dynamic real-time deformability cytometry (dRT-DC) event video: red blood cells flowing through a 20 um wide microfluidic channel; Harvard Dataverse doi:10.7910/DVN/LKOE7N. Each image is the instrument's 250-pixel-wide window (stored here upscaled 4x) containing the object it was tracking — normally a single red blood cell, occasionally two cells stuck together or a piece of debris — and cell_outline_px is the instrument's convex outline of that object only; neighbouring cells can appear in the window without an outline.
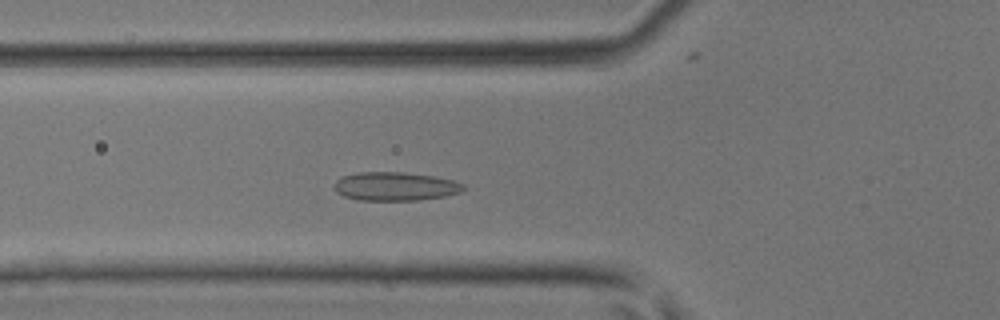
{"species": "common noctule bat (a hibernating species)", "species_latin": "Nyctalus noctula", "temperature_condition": "room temperature", "stored_images_in_passage": 40, "camera_frame_rate_fps": 3000, "um_per_image_px": 0.085, "animal": {"sex": "male", "body_mass_g": 17.9, "forearm_length_mm": 54.2}, "frame": {"image": 1, "passage_image": 11, "time_ms": 3.333, "image_size_px": [1000, 320], "cell_outline_px": [[468, 188], [460, 192], [444, 196], [416, 200], [360, 200], [344, 196], [336, 192], [332, 188], [332, 184], [340, 176], [356, 172], [404, 172], [436, 176], [452, 180], [464, 184]], "centroid_in_image_um": [33.56, 15.83], "position_along_channel_um": 92.2, "area_um2": 21.85}}
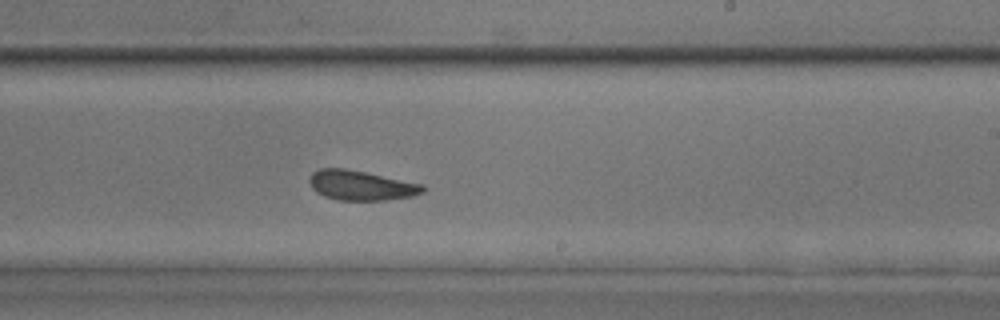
{"frame": {"image": 2, "passage_image": 22, "time_ms": 7.0, "image_size_px": [1000, 320], "cell_outline_px": [[424, 192], [412, 196], [384, 200], [336, 200], [324, 196], [316, 192], [312, 188], [308, 180], [312, 172], [320, 168], [344, 168], [424, 184]], "centroid_in_image_um": [30.66, 15.76], "position_along_channel_um": 258.3, "area_um2": 19.65}}
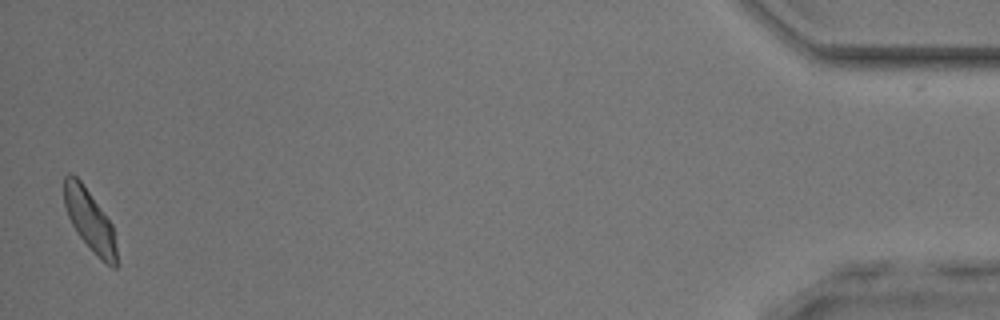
{"frame": {"image": 3, "passage_image": 39, "time_ms": 12.667, "image_size_px": [1000, 320], "cell_outline_px": [[120, 264], [116, 268], [112, 268], [76, 232], [68, 216], [64, 204], [64, 176], [68, 172], [76, 176], [80, 180], [112, 224]], "centroid_in_image_um": [7.65, 18.72], "position_along_channel_um": 427.6, "area_um2": 18.44}}